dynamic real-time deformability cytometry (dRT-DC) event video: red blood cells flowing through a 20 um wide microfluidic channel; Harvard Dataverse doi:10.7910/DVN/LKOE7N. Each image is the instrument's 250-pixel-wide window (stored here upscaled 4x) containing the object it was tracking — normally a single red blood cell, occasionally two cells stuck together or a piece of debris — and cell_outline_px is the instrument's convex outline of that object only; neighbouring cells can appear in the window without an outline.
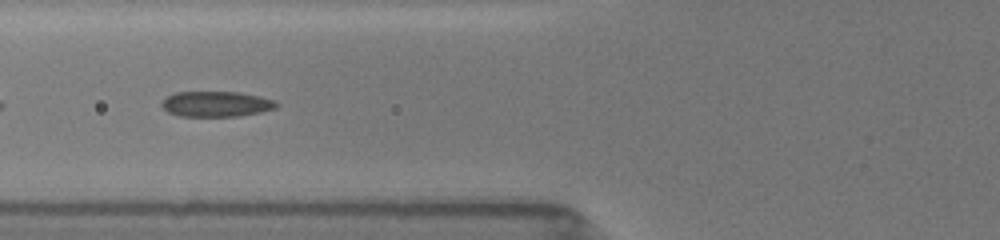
{"species": "common noctule bat (a hibernating species)", "species_latin": "Nyctalus noctula", "temperature_condition": "room temperature", "stored_images_in_passage": 39, "camera_frame_rate_fps": 3000, "um_per_image_px": 0.085, "animal": {"sex": "female", "body_mass_g": 19.5, "forearm_length_mm": 54.1}, "frame": {"image": 1, "passage_image": 8, "time_ms": 2.333, "image_size_px": [1000, 240], "cell_outline_px": [[280, 104], [276, 108], [260, 112], [240, 116], [180, 116], [168, 112], [160, 104], [160, 100], [176, 92], [240, 92], [276, 100]], "centroid_in_image_um": [18.39, 8.84], "position_along_channel_um": 107.4, "area_um2": 17.11}}
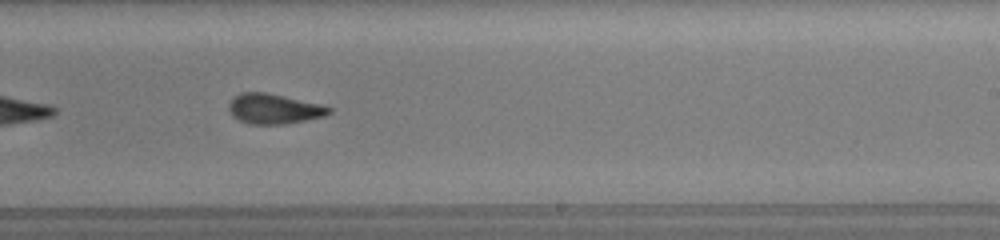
{"frame": {"image": 2, "passage_image": 20, "time_ms": 6.333, "image_size_px": [1000, 240], "cell_outline_px": [[332, 112], [324, 116], [284, 124], [248, 124], [232, 116], [228, 108], [228, 104], [240, 92], [264, 92], [284, 96], [320, 104], [332, 108]], "centroid_in_image_um": [23.27, 9.25], "position_along_channel_um": 265.7, "area_um2": 17.4}}
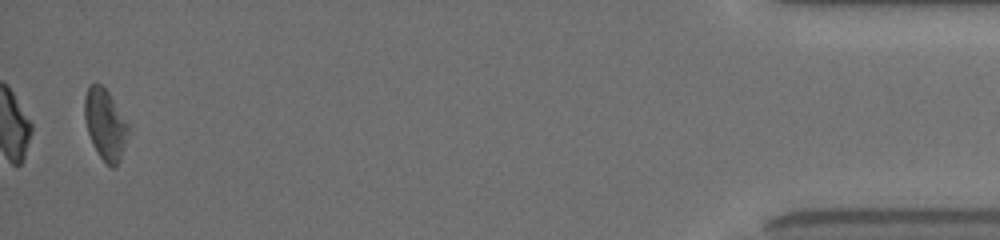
{"frame": {"image": 3, "passage_image": 38, "time_ms": 12.333, "image_size_px": [1000, 240], "cell_outline_px": [[128, 128], [120, 160], [112, 168], [100, 156], [92, 144], [84, 120], [84, 96], [88, 88], [92, 84], [100, 84], [108, 92], [128, 124]], "centroid_in_image_um": [8.9, 10.55], "position_along_channel_um": 426.3, "area_um2": 17.46}, "authors_computed_cell_mechanics": {"area_um2": 17.5134, "velocity_mm_per_s": 3.9548, "shape_relaxation_time_tau1_ms": 5.541, "shape_relaxation_time_tau2_ms": 1.7699, "deformation_change_tau1": 0.155, "deformation_change_tau2": 0.0919}}